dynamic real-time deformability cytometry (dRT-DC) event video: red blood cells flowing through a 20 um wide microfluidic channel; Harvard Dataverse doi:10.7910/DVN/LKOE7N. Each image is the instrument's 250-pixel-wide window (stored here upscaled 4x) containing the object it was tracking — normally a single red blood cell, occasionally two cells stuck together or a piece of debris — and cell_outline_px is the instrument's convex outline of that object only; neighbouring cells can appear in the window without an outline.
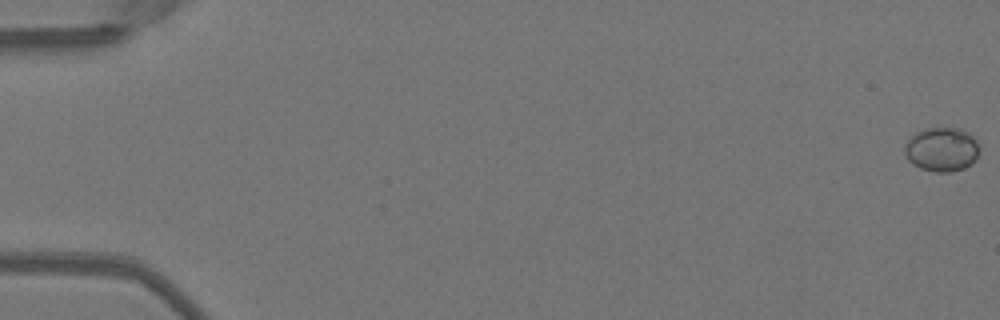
{"species": "Egyptian fruit bat (a non-hibernating species)", "species_latin": "Rousettus aegyptiacus", "temperature_condition": "warm", "stored_images_in_passage": 52, "camera_frame_rate_fps": 3000, "um_per_image_px": 0.085, "animal": {"sex": "female"}, "frame": {"image": 1, "passage_image": 1, "time_ms": 0.0, "image_size_px": [1000, 320], "cell_outline_px": [[980, 152], [976, 160], [972, 164], [964, 168], [948, 172], [936, 172], [920, 168], [912, 164], [908, 160], [904, 152], [904, 148], [908, 140], [916, 132], [924, 128], [960, 128], [968, 132], [980, 144]], "centroid_in_image_um": [80.08, 12.7], "position_along_channel_um": 4.9, "area_um2": 19.48}}
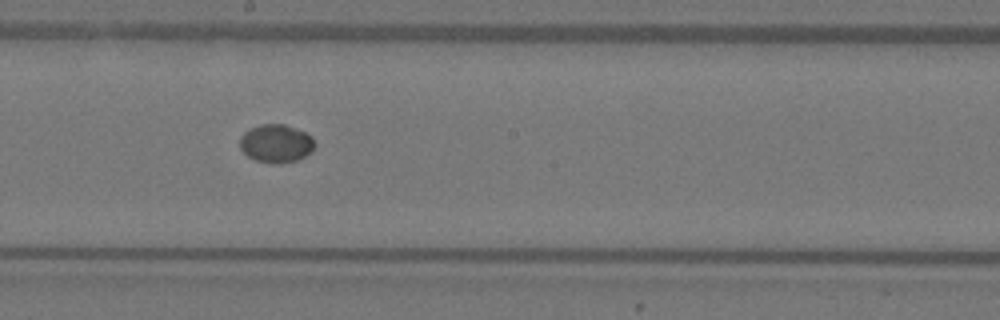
{"frame": {"image": 2, "passage_image": 30, "time_ms": 9.667, "image_size_px": [1000, 320], "cell_outline_px": [[316, 144], [312, 152], [296, 160], [280, 164], [272, 164], [256, 160], [248, 156], [240, 148], [240, 136], [244, 132], [260, 124], [284, 124], [304, 132], [312, 136]], "centroid_in_image_um": [23.48, 12.2], "position_along_channel_um": 224.7, "area_um2": 16.7}}
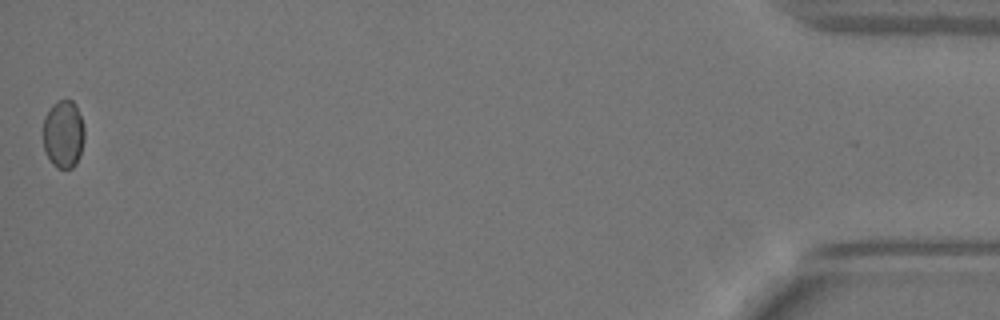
{"frame": {"image": 3, "passage_image": 52, "time_ms": 17.0, "image_size_px": [1000, 320], "cell_outline_px": [[84, 140], [80, 156], [76, 164], [72, 168], [56, 168], [52, 164], [44, 148], [44, 116], [52, 104], [56, 100], [72, 100], [76, 104], [84, 124]], "centroid_in_image_um": [5.41, 11.38], "position_along_channel_um": 429.8, "area_um2": 16.53}, "authors_computed_cell_mechanics": {"area_um2": 16.7909, "velocity_mm_per_s": 4.0384, "shape_relaxation_time_tau1_ms": 6.9045, "shape_relaxation_time_tau2_ms": null, "deformation_change_tau1": 0.0569, "deformation_change_tau2": null}}